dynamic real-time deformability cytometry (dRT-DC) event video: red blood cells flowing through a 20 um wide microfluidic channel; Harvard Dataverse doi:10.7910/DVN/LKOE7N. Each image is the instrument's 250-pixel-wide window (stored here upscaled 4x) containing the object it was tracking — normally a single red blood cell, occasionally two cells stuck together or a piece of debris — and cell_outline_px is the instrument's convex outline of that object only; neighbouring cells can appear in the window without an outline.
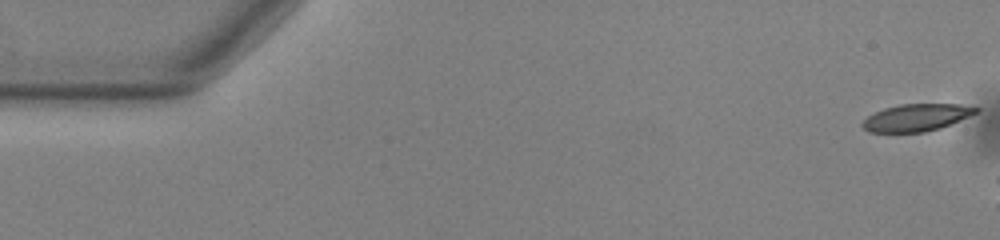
{"species": "common noctule bat (a hibernating species)", "species_latin": "Nyctalus noctula", "temperature_condition": "warm", "stored_images_in_passage": 7, "camera_frame_rate_fps": 3000, "um_per_image_px": 0.085, "animal": {"sex": "male", "body_mass_g": 13.0, "forearm_length_mm": 53.1}, "frame": {"image": 1, "passage_image": 1, "time_ms": 0.0, "image_size_px": [1000, 240], "cell_outline_px": [[980, 108], [976, 112], [968, 116], [940, 128], [924, 132], [868, 132], [860, 124], [868, 116], [884, 108], [900, 104], [960, 104]], "centroid_in_image_um": [77.86, 9.99], "position_along_channel_um": 7.1, "area_um2": 17.74}}